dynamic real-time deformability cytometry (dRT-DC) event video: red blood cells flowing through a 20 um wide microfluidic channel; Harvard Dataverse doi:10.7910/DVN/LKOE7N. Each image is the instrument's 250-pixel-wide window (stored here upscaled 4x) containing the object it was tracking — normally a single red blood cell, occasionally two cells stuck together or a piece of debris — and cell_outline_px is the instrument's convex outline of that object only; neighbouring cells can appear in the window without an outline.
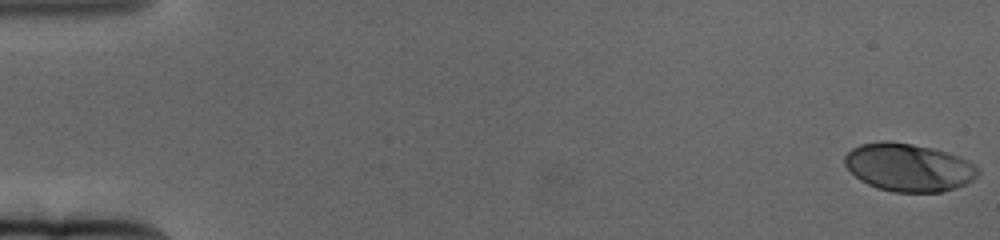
{"species": "human", "species_latin": "Homo sapiens", "temperature_condition": "cold", "stored_images_in_passage": 20, "camera_frame_rate_fps": 3000, "um_per_image_px": 0.085, "donor": {"sex": "female"}, "frame": {"image": 1, "passage_image": 1, "time_ms": 0.0, "image_size_px": [1000, 240], "cell_outline_px": [[980, 172], [972, 180], [956, 188], [940, 192], [892, 192], [876, 188], [860, 180], [844, 164], [844, 156], [852, 148], [860, 144], [884, 140], [888, 140], [912, 144], [948, 152], [968, 160], [980, 168]], "centroid_in_image_um": [77.23, 14.22], "position_along_channel_um": 7.8, "area_um2": 37.34}}
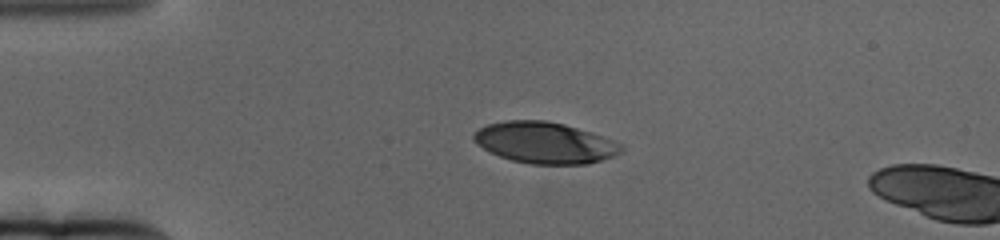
{"frame": {"image": 2, "passage_image": 16, "time_ms": 5.0, "image_size_px": [1000, 240], "cell_outline_px": [[624, 148], [620, 152], [612, 156], [588, 164], [532, 164], [512, 160], [500, 156], [476, 144], [472, 140], [472, 132], [488, 124], [504, 120], [544, 120], [564, 124], [624, 144]], "centroid_in_image_um": [46.27, 12.13], "position_along_channel_um": 38.7, "area_um2": 35.26}}